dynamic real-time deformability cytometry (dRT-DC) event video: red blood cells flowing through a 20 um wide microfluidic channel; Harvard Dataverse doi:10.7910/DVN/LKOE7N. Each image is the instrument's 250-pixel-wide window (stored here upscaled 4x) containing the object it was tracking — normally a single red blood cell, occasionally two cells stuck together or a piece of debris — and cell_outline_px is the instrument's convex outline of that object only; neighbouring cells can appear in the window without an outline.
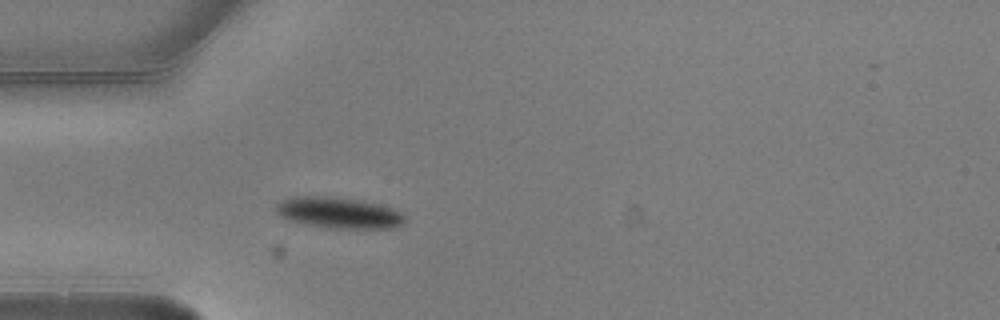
{"species": "common noctule bat (a hibernating species)", "species_latin": "Nyctalus noctula", "temperature_condition": "warm", "stored_images_in_passage": 3, "camera_frame_rate_fps": 3000, "um_per_image_px": 0.085, "animal": {"sex": "male", "body_mass_g": 20.5, "forearm_length_mm": 52.5}, "frame": {"image": 1, "passage_image": 2, "time_ms": 0.333, "image_size_px": [1000, 320], "cell_outline_px": [[408, 220], [404, 224], [392, 228], [328, 228], [304, 224], [280, 216], [276, 212], [276, 204], [280, 200], [292, 196], [332, 196], [360, 200], [396, 208], [408, 216]], "centroid_in_image_um": [28.86, 18.08], "position_along_channel_um": 56.1, "area_um2": 23.81}}